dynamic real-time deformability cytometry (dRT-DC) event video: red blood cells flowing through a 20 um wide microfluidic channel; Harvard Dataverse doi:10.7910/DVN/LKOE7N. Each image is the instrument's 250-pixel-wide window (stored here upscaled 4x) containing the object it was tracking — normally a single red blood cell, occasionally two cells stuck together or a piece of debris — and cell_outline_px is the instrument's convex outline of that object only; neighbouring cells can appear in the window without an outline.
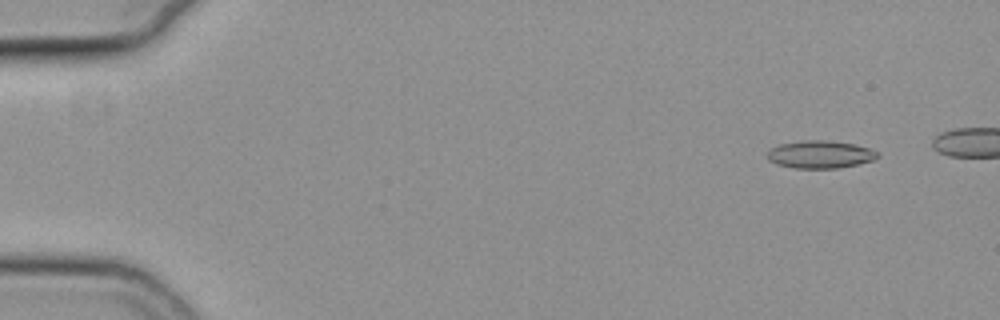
{"species": "common noctule bat (a hibernating species)", "species_latin": "Nyctalus noctula", "temperature_condition": "cold", "stored_images_in_passage": 48, "camera_frame_rate_fps": 3000, "um_per_image_px": 0.085, "animal": {"sex": "female", "body_mass_g": 19.3, "forearm_length_mm": 54.1}, "frame": {"image": 1, "passage_image": 3, "time_ms": 0.667, "image_size_px": [1000, 320], "cell_outline_px": [[880, 156], [872, 160], [856, 164], [836, 168], [792, 168], [776, 164], [768, 160], [768, 152], [772, 148], [780, 144], [804, 140], [824, 140], [856, 144], [868, 148], [876, 152]], "centroid_in_image_um": [69.69, 13.12], "position_along_channel_um": 15.3, "area_um2": 17.57}}
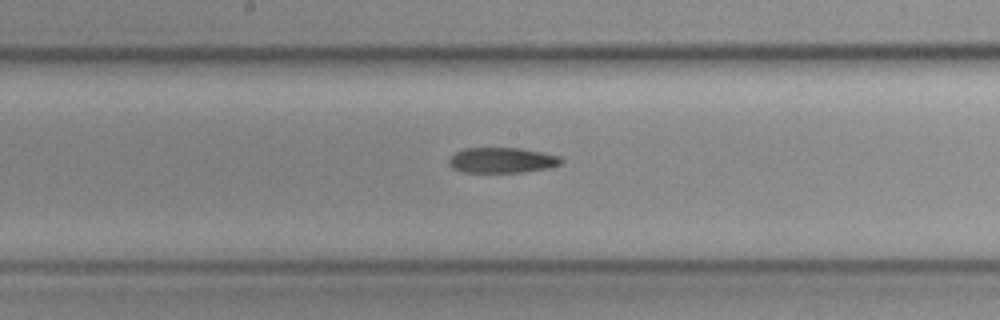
{"frame": {"image": 2, "passage_image": 28, "time_ms": 9.0, "image_size_px": [1000, 320], "cell_outline_px": [[564, 160], [560, 164], [548, 168], [520, 172], [464, 172], [452, 168], [448, 164], [448, 160], [456, 152], [464, 148], [520, 148], [544, 152], [560, 156]], "centroid_in_image_um": [42.68, 13.61], "position_along_channel_um": 205.5, "area_um2": 16.65}}
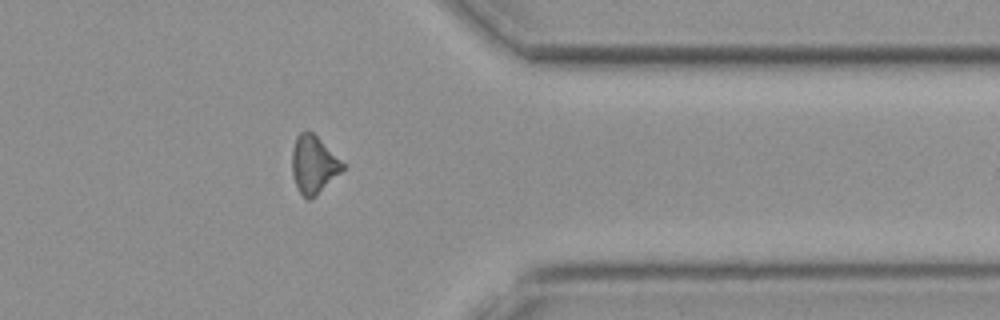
{"frame": {"image": 3, "passage_image": 43, "time_ms": 14.0, "image_size_px": [1000, 320], "cell_outline_px": [[344, 168], [340, 172], [308, 200], [300, 192], [292, 176], [292, 148], [296, 136], [300, 132], [312, 132], [344, 164]], "centroid_in_image_um": [26.6, 13.95], "position_along_channel_um": 384.8, "area_um2": 16.24}}